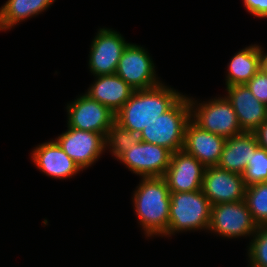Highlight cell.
Masks as SVG:
<instances>
[{
  "mask_svg": "<svg viewBox=\"0 0 267 267\" xmlns=\"http://www.w3.org/2000/svg\"><path fill=\"white\" fill-rule=\"evenodd\" d=\"M170 198L169 226L163 237L175 232L208 230L212 205L202 190L170 192Z\"/></svg>",
  "mask_w": 267,
  "mask_h": 267,
  "instance_id": "4",
  "label": "cell"
},
{
  "mask_svg": "<svg viewBox=\"0 0 267 267\" xmlns=\"http://www.w3.org/2000/svg\"><path fill=\"white\" fill-rule=\"evenodd\" d=\"M260 55V69L267 74V53L265 54L261 46H258Z\"/></svg>",
  "mask_w": 267,
  "mask_h": 267,
  "instance_id": "28",
  "label": "cell"
},
{
  "mask_svg": "<svg viewBox=\"0 0 267 267\" xmlns=\"http://www.w3.org/2000/svg\"><path fill=\"white\" fill-rule=\"evenodd\" d=\"M138 142H140L138 133L127 130L115 121L107 131L105 149H110L109 151L117 159Z\"/></svg>",
  "mask_w": 267,
  "mask_h": 267,
  "instance_id": "21",
  "label": "cell"
},
{
  "mask_svg": "<svg viewBox=\"0 0 267 267\" xmlns=\"http://www.w3.org/2000/svg\"><path fill=\"white\" fill-rule=\"evenodd\" d=\"M95 77V82L85 93L116 114L135 90L116 74Z\"/></svg>",
  "mask_w": 267,
  "mask_h": 267,
  "instance_id": "18",
  "label": "cell"
},
{
  "mask_svg": "<svg viewBox=\"0 0 267 267\" xmlns=\"http://www.w3.org/2000/svg\"><path fill=\"white\" fill-rule=\"evenodd\" d=\"M246 10L255 17L267 18V0H243Z\"/></svg>",
  "mask_w": 267,
  "mask_h": 267,
  "instance_id": "26",
  "label": "cell"
},
{
  "mask_svg": "<svg viewBox=\"0 0 267 267\" xmlns=\"http://www.w3.org/2000/svg\"><path fill=\"white\" fill-rule=\"evenodd\" d=\"M31 156L34 165L52 178L66 179L82 171L55 140L36 146Z\"/></svg>",
  "mask_w": 267,
  "mask_h": 267,
  "instance_id": "16",
  "label": "cell"
},
{
  "mask_svg": "<svg viewBox=\"0 0 267 267\" xmlns=\"http://www.w3.org/2000/svg\"><path fill=\"white\" fill-rule=\"evenodd\" d=\"M245 200L215 204L211 207L208 231L224 238L253 236L258 229Z\"/></svg>",
  "mask_w": 267,
  "mask_h": 267,
  "instance_id": "6",
  "label": "cell"
},
{
  "mask_svg": "<svg viewBox=\"0 0 267 267\" xmlns=\"http://www.w3.org/2000/svg\"><path fill=\"white\" fill-rule=\"evenodd\" d=\"M245 186L267 181V150L258 146L243 174Z\"/></svg>",
  "mask_w": 267,
  "mask_h": 267,
  "instance_id": "23",
  "label": "cell"
},
{
  "mask_svg": "<svg viewBox=\"0 0 267 267\" xmlns=\"http://www.w3.org/2000/svg\"><path fill=\"white\" fill-rule=\"evenodd\" d=\"M190 120L189 97L183 95L169 110L144 128L139 134L140 141L164 147L172 153L182 150L185 128Z\"/></svg>",
  "mask_w": 267,
  "mask_h": 267,
  "instance_id": "3",
  "label": "cell"
},
{
  "mask_svg": "<svg viewBox=\"0 0 267 267\" xmlns=\"http://www.w3.org/2000/svg\"><path fill=\"white\" fill-rule=\"evenodd\" d=\"M226 138L203 130L192 120L185 128L183 149L193 155L206 168L217 166Z\"/></svg>",
  "mask_w": 267,
  "mask_h": 267,
  "instance_id": "15",
  "label": "cell"
},
{
  "mask_svg": "<svg viewBox=\"0 0 267 267\" xmlns=\"http://www.w3.org/2000/svg\"><path fill=\"white\" fill-rule=\"evenodd\" d=\"M67 128L55 141L83 171L96 163L105 151V137L100 133Z\"/></svg>",
  "mask_w": 267,
  "mask_h": 267,
  "instance_id": "11",
  "label": "cell"
},
{
  "mask_svg": "<svg viewBox=\"0 0 267 267\" xmlns=\"http://www.w3.org/2000/svg\"><path fill=\"white\" fill-rule=\"evenodd\" d=\"M201 190L213 206L245 200L246 186L243 175L213 166L205 169Z\"/></svg>",
  "mask_w": 267,
  "mask_h": 267,
  "instance_id": "12",
  "label": "cell"
},
{
  "mask_svg": "<svg viewBox=\"0 0 267 267\" xmlns=\"http://www.w3.org/2000/svg\"><path fill=\"white\" fill-rule=\"evenodd\" d=\"M67 127L100 133L106 137L115 122V113L86 93L67 104Z\"/></svg>",
  "mask_w": 267,
  "mask_h": 267,
  "instance_id": "9",
  "label": "cell"
},
{
  "mask_svg": "<svg viewBox=\"0 0 267 267\" xmlns=\"http://www.w3.org/2000/svg\"><path fill=\"white\" fill-rule=\"evenodd\" d=\"M245 201L257 225H267V181L247 186Z\"/></svg>",
  "mask_w": 267,
  "mask_h": 267,
  "instance_id": "22",
  "label": "cell"
},
{
  "mask_svg": "<svg viewBox=\"0 0 267 267\" xmlns=\"http://www.w3.org/2000/svg\"><path fill=\"white\" fill-rule=\"evenodd\" d=\"M128 44L117 31L100 28L92 40L88 55L90 72L94 76L115 74L122 53Z\"/></svg>",
  "mask_w": 267,
  "mask_h": 267,
  "instance_id": "10",
  "label": "cell"
},
{
  "mask_svg": "<svg viewBox=\"0 0 267 267\" xmlns=\"http://www.w3.org/2000/svg\"><path fill=\"white\" fill-rule=\"evenodd\" d=\"M134 210L146 237L168 231L170 191L163 177L142 178L133 194Z\"/></svg>",
  "mask_w": 267,
  "mask_h": 267,
  "instance_id": "2",
  "label": "cell"
},
{
  "mask_svg": "<svg viewBox=\"0 0 267 267\" xmlns=\"http://www.w3.org/2000/svg\"><path fill=\"white\" fill-rule=\"evenodd\" d=\"M182 96V93L163 82L152 88L135 90L130 99L115 114V121L127 130L140 134Z\"/></svg>",
  "mask_w": 267,
  "mask_h": 267,
  "instance_id": "1",
  "label": "cell"
},
{
  "mask_svg": "<svg viewBox=\"0 0 267 267\" xmlns=\"http://www.w3.org/2000/svg\"><path fill=\"white\" fill-rule=\"evenodd\" d=\"M226 87L246 84L260 70L258 45H250L237 52L228 64Z\"/></svg>",
  "mask_w": 267,
  "mask_h": 267,
  "instance_id": "19",
  "label": "cell"
},
{
  "mask_svg": "<svg viewBox=\"0 0 267 267\" xmlns=\"http://www.w3.org/2000/svg\"><path fill=\"white\" fill-rule=\"evenodd\" d=\"M191 108V120L203 130L230 138L241 134L237 115L224 97L210 99L208 102L198 104L197 100L189 98Z\"/></svg>",
  "mask_w": 267,
  "mask_h": 267,
  "instance_id": "5",
  "label": "cell"
},
{
  "mask_svg": "<svg viewBox=\"0 0 267 267\" xmlns=\"http://www.w3.org/2000/svg\"><path fill=\"white\" fill-rule=\"evenodd\" d=\"M172 152L164 147L140 141L123 152L117 160L142 178L163 177Z\"/></svg>",
  "mask_w": 267,
  "mask_h": 267,
  "instance_id": "8",
  "label": "cell"
},
{
  "mask_svg": "<svg viewBox=\"0 0 267 267\" xmlns=\"http://www.w3.org/2000/svg\"><path fill=\"white\" fill-rule=\"evenodd\" d=\"M115 74L134 90L152 88L161 83L147 50L132 43L123 51Z\"/></svg>",
  "mask_w": 267,
  "mask_h": 267,
  "instance_id": "7",
  "label": "cell"
},
{
  "mask_svg": "<svg viewBox=\"0 0 267 267\" xmlns=\"http://www.w3.org/2000/svg\"><path fill=\"white\" fill-rule=\"evenodd\" d=\"M258 145L267 150V120L264 121L254 132Z\"/></svg>",
  "mask_w": 267,
  "mask_h": 267,
  "instance_id": "27",
  "label": "cell"
},
{
  "mask_svg": "<svg viewBox=\"0 0 267 267\" xmlns=\"http://www.w3.org/2000/svg\"><path fill=\"white\" fill-rule=\"evenodd\" d=\"M206 167L184 149L173 152L163 178L170 192L201 190Z\"/></svg>",
  "mask_w": 267,
  "mask_h": 267,
  "instance_id": "13",
  "label": "cell"
},
{
  "mask_svg": "<svg viewBox=\"0 0 267 267\" xmlns=\"http://www.w3.org/2000/svg\"><path fill=\"white\" fill-rule=\"evenodd\" d=\"M258 146L254 133L242 132L226 138L217 167L243 175Z\"/></svg>",
  "mask_w": 267,
  "mask_h": 267,
  "instance_id": "17",
  "label": "cell"
},
{
  "mask_svg": "<svg viewBox=\"0 0 267 267\" xmlns=\"http://www.w3.org/2000/svg\"><path fill=\"white\" fill-rule=\"evenodd\" d=\"M246 85L252 94L267 106V74L260 69Z\"/></svg>",
  "mask_w": 267,
  "mask_h": 267,
  "instance_id": "25",
  "label": "cell"
},
{
  "mask_svg": "<svg viewBox=\"0 0 267 267\" xmlns=\"http://www.w3.org/2000/svg\"><path fill=\"white\" fill-rule=\"evenodd\" d=\"M249 243V265L253 267H267V225H260Z\"/></svg>",
  "mask_w": 267,
  "mask_h": 267,
  "instance_id": "24",
  "label": "cell"
},
{
  "mask_svg": "<svg viewBox=\"0 0 267 267\" xmlns=\"http://www.w3.org/2000/svg\"><path fill=\"white\" fill-rule=\"evenodd\" d=\"M227 100L232 105L243 132L253 133L267 120V106L260 102L246 84L226 87Z\"/></svg>",
  "mask_w": 267,
  "mask_h": 267,
  "instance_id": "14",
  "label": "cell"
},
{
  "mask_svg": "<svg viewBox=\"0 0 267 267\" xmlns=\"http://www.w3.org/2000/svg\"><path fill=\"white\" fill-rule=\"evenodd\" d=\"M54 1L7 0L0 8V31L12 29L18 23L40 14L48 9Z\"/></svg>",
  "mask_w": 267,
  "mask_h": 267,
  "instance_id": "20",
  "label": "cell"
}]
</instances>
